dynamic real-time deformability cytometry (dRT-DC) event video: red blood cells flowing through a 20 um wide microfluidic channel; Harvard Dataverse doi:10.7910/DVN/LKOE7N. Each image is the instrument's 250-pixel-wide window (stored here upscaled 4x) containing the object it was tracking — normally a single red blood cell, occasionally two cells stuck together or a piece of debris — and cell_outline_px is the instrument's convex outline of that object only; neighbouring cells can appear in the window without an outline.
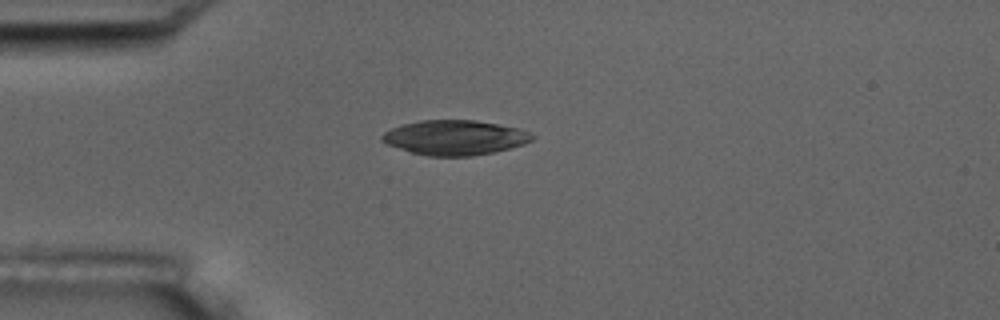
{"species": "common noctule bat (a hibernating species)", "species_latin": "Nyctalus noctula", "temperature_condition": "room temperature", "stored_images_in_passage": 4, "camera_frame_rate_fps": 3000, "um_per_image_px": 0.085, "animal": {"sex": "male", "body_mass_g": 17.5, "forearm_length_mm": 52.3}, "frame": {"image": 1, "passage_image": 4, "time_ms": 3.333, "image_size_px": [1000, 320], "cell_outline_px": [[536, 136], [532, 140], [524, 144], [492, 152], [472, 156], [428, 156], [412, 152], [388, 144], [380, 140], [380, 136], [384, 132], [392, 128], [404, 124], [420, 120], [476, 120], [520, 128]], "centroid_in_image_um": [38.67, 11.69], "position_along_channel_um": 46.3, "area_um2": 30.29}}